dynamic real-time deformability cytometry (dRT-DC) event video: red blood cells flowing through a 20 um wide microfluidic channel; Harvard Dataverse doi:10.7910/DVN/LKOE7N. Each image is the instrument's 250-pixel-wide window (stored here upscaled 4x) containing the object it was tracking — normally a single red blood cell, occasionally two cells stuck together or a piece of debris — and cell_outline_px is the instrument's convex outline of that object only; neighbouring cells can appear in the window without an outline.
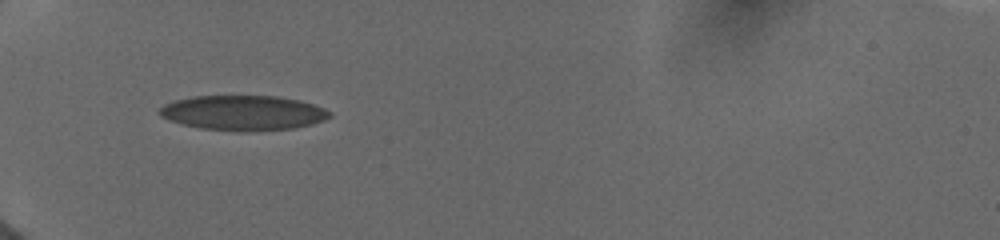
{"species": "human", "species_latin": "Homo sapiens", "temperature_condition": "cold", "stored_images_in_passage": 54, "camera_frame_rate_fps": 3000, "um_per_image_px": 0.085, "donor": {"sex": "female"}, "frame": {"image": 1, "passage_image": 1, "time_ms": 0.0, "image_size_px": [1000, 240], "cell_outline_px": [[332, 116], [324, 120], [292, 128], [240, 132], [200, 128], [168, 120], [160, 116], [156, 112], [164, 104], [176, 100], [192, 96], [276, 96], [296, 100], [312, 104], [324, 108], [332, 112]], "centroid_in_image_um": [20.62, 9.59], "position_along_channel_um": 64.4, "area_um2": 34.51}}
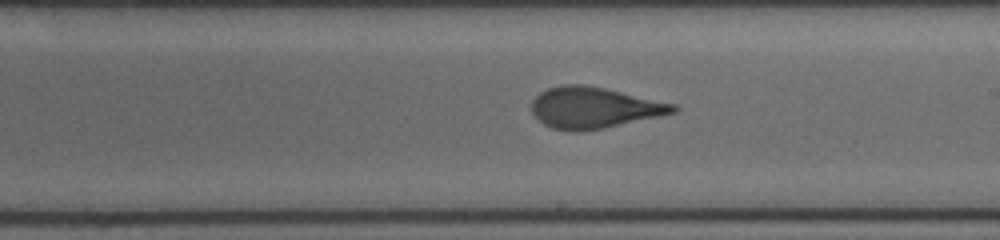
{"frame": {"image": 2, "passage_image": 22, "time_ms": 4.667, "image_size_px": [1000, 240], "cell_outline_px": [[680, 108], [676, 112], [660, 116], [604, 128], [552, 128], [544, 124], [532, 112], [532, 100], [540, 92], [548, 88], [564, 84], [580, 84], [604, 88], [676, 104]], "centroid_in_image_um": [50.53, 9.11], "position_along_channel_um": 238.5, "area_um2": 33.0}}
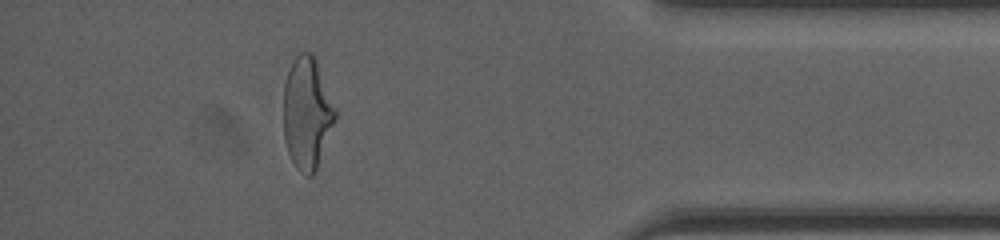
{"frame": {"image": 3, "passage_image": 46, "time_ms": 9.667, "image_size_px": [1000, 240], "cell_outline_px": [[336, 116], [316, 168], [312, 176], [308, 176], [296, 168], [288, 152], [284, 136], [284, 84], [288, 72], [296, 56], [300, 52], [312, 52], [316, 56], [336, 112]], "centroid_in_image_um": [26.08, 9.57], "position_along_channel_um": 409.1, "area_um2": 33.18}, "authors_computed_cell_mechanics": {"area_um2": 33.5818, "velocity_mm_per_s": 3.9907, "shape_relaxation_time_tau1_ms": 4.5848, "shape_relaxation_time_tau2_ms": 0.8063, "deformation_change_tau1": 0.1591, "deformation_change_tau2": 0.0758}}